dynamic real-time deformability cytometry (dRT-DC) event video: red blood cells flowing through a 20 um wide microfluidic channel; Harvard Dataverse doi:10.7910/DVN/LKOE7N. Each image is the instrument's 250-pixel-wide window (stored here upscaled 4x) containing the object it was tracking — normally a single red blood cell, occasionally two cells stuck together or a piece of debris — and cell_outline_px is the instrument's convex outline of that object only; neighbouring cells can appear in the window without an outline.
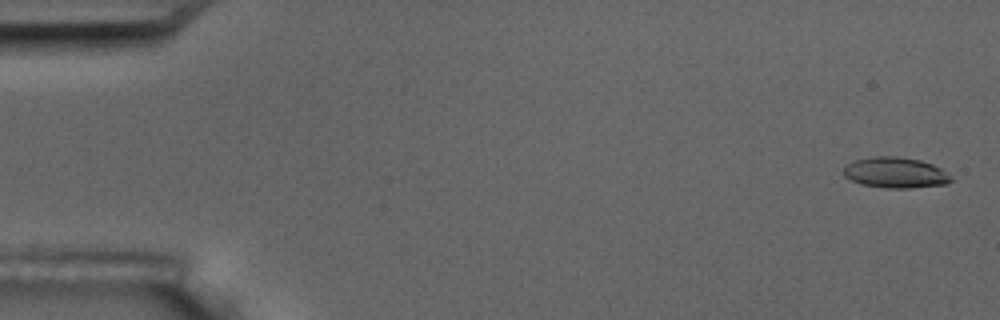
{"species": "common noctule bat (a hibernating species)", "species_latin": "Nyctalus noctula", "temperature_condition": "room temperature", "stored_images_in_passage": 4, "camera_frame_rate_fps": 3000, "um_per_image_px": 0.085, "animal": {"sex": "male", "body_mass_g": 17.5, "forearm_length_mm": 52.3}, "frame": {"image": 1, "passage_image": 1, "time_ms": 0.0, "image_size_px": [1000, 320], "cell_outline_px": [[952, 180], [948, 184], [908, 188], [884, 188], [860, 184], [844, 176], [844, 168], [852, 160], [872, 156], [896, 156], [920, 160], [932, 164], [940, 168]], "centroid_in_image_um": [76.07, 14.67], "position_along_channel_um": 8.9, "area_um2": 19.19}}
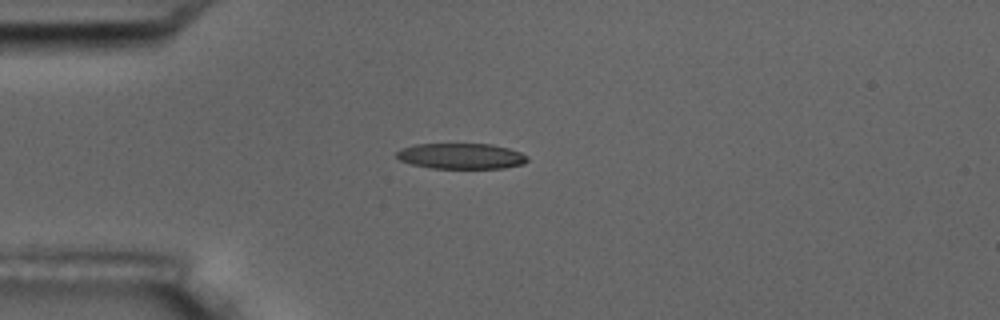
{"frame": {"image": 2, "passage_image": 4, "time_ms": 4.333, "image_size_px": [1000, 320], "cell_outline_px": [[528, 160], [524, 164], [504, 168], [432, 168], [412, 164], [400, 160], [396, 156], [396, 152], [400, 148], [416, 144], [492, 144], [508, 148], [520, 152], [528, 156]], "centroid_in_image_um": [39.2, 13.26], "position_along_channel_um": 45.8, "area_um2": 19.59}}